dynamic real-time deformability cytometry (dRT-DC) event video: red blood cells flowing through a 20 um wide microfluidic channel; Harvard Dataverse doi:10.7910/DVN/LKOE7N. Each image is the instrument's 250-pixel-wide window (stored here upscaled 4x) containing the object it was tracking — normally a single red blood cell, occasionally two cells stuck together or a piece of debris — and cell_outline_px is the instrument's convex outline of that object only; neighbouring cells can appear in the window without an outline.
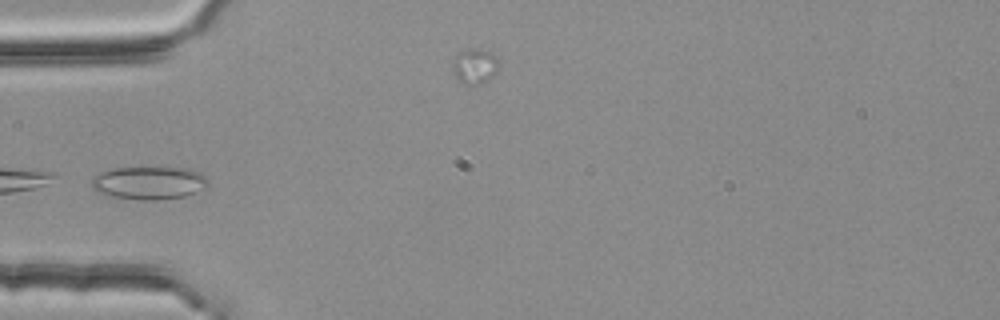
{"species": "common noctule bat (a hibernating species)", "species_latin": "Nyctalus noctula", "temperature_condition": "room temperature", "stored_images_in_passage": 4, "camera_frame_rate_fps": 3000, "um_per_image_px": 0.085, "animal": {"sex": "female", "body_mass_g": 25.1}, "frame": {"image": 1, "passage_image": 3, "time_ms": 0.667, "image_size_px": [1000, 320], "cell_outline_px": [[208, 184], [196, 192], [184, 196], [160, 200], [140, 200], [104, 196], [96, 192], [92, 188], [92, 176], [108, 168], [192, 168], [200, 172], [208, 180]], "centroid_in_image_um": [12.6, 15.55], "position_along_channel_um": 72.4, "area_um2": 22.72}}